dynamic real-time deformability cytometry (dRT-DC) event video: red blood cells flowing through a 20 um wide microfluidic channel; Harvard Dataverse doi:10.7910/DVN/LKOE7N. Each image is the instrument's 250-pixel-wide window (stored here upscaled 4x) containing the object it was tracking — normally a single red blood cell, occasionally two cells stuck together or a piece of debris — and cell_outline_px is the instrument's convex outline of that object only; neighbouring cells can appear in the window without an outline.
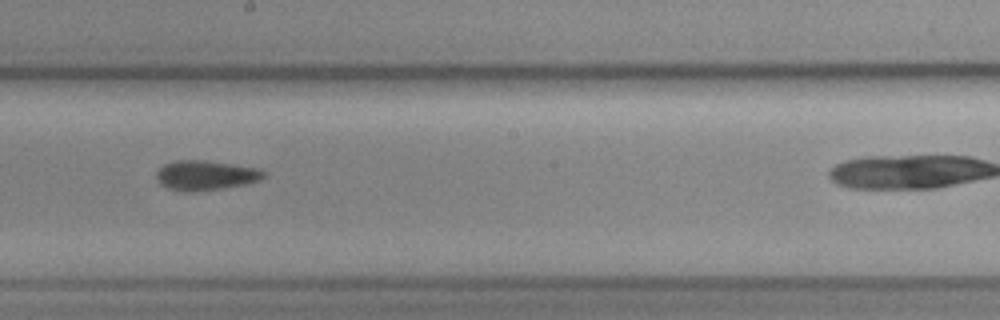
{"species": "common noctule bat (a hibernating species)", "species_latin": "Nyctalus noctula", "temperature_condition": "cold", "stored_images_in_passage": 9, "camera_frame_rate_fps": 3000, "um_per_image_px": 0.085, "animal": {"sex": "female", "body_mass_g": 19.3, "forearm_length_mm": 54.1}, "frame": {"image": 1, "passage_image": 8, "time_ms": 2.333, "image_size_px": [1000, 320], "cell_outline_px": [[264, 176], [248, 184], [224, 188], [192, 192], [180, 192], [168, 188], [160, 184], [156, 176], [156, 172], [164, 164], [176, 160], [204, 160], [232, 164], [256, 168], [264, 172]], "centroid_in_image_um": [17.42, 14.91], "position_along_channel_um": 230.8, "area_um2": 18.55}}